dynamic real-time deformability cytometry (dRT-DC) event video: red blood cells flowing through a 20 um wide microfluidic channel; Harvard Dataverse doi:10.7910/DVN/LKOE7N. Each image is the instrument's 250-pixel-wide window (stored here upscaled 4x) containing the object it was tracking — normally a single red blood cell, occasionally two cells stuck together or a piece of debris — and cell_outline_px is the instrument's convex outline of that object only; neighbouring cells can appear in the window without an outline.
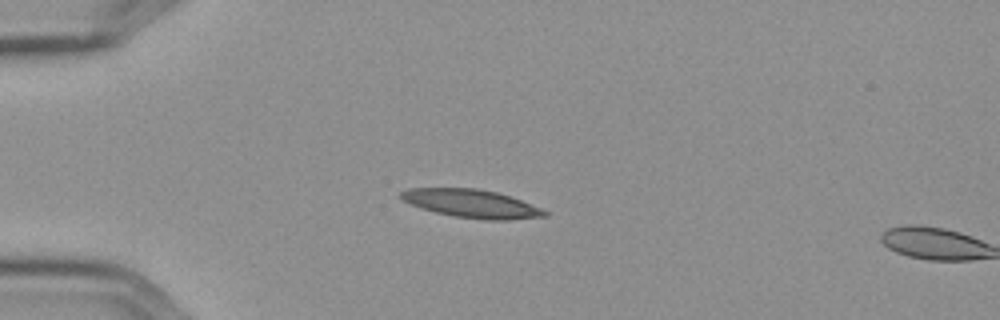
{"species": "Egyptian fruit bat (a non-hibernating species)", "species_latin": "Rousettus aegyptiacus", "temperature_condition": "cold", "stored_images_in_passage": 17, "camera_frame_rate_fps": 3000, "um_per_image_px": 0.085, "frame": {"image": 1, "passage_image": 15, "time_ms": 4.667, "image_size_px": [1000, 320], "cell_outline_px": [[548, 216], [512, 220], [484, 220], [452, 216], [436, 212], [412, 204], [404, 200], [400, 196], [400, 192], [408, 188], [476, 188], [496, 192], [520, 200], [540, 208], [548, 212]], "centroid_in_image_um": [40.11, 17.31], "position_along_channel_um": 44.9, "area_um2": 23.41}}